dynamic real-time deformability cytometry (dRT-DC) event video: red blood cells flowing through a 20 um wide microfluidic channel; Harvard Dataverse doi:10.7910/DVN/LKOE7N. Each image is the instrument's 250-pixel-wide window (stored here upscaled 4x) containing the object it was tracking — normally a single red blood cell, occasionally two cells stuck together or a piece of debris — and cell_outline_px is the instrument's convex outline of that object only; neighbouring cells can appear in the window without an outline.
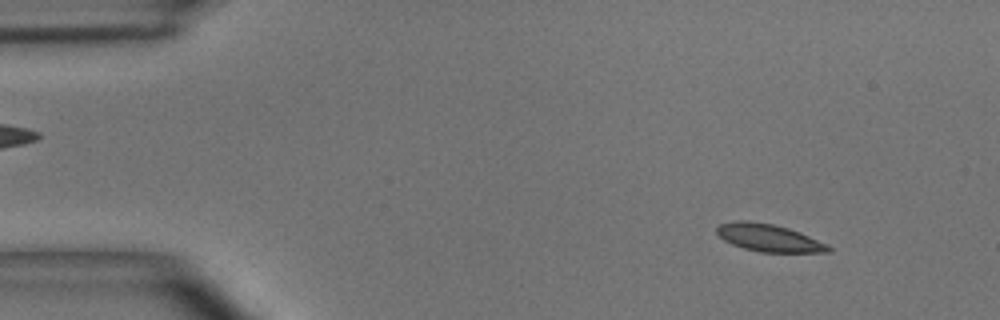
{"species": "common noctule bat (a hibernating species)", "species_latin": "Nyctalus noctula", "temperature_condition": "room temperature", "stored_images_in_passage": 49, "camera_frame_rate_fps": 3000, "um_per_image_px": 0.085, "animal": {"sex": "male", "body_mass_g": 15.6}, "frame": {"image": 1, "passage_image": 5, "time_ms": 1.333, "image_size_px": [1000, 320], "cell_outline_px": [[832, 252], [760, 252], [744, 248], [732, 244], [724, 240], [716, 232], [716, 228], [720, 224], [736, 220], [748, 220], [772, 224], [788, 228], [800, 232], [828, 244], [832, 248]], "centroid_in_image_um": [65.36, 20.21], "position_along_channel_um": 19.6, "area_um2": 17.86}}
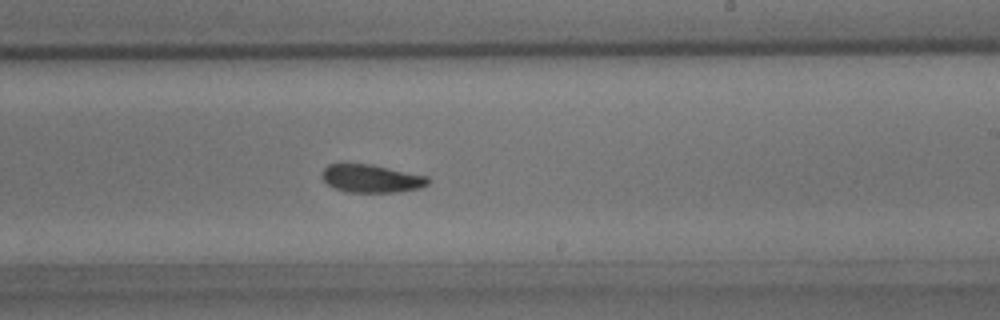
{"frame": {"image": 2, "passage_image": 29, "time_ms": 9.333, "image_size_px": [1000, 320], "cell_outline_px": [[432, 180], [428, 184], [420, 188], [396, 192], [348, 192], [332, 188], [324, 180], [324, 168], [328, 164], [372, 164], [428, 176]], "centroid_in_image_um": [31.62, 15.18], "position_along_channel_um": 257.4, "area_um2": 17.28}}
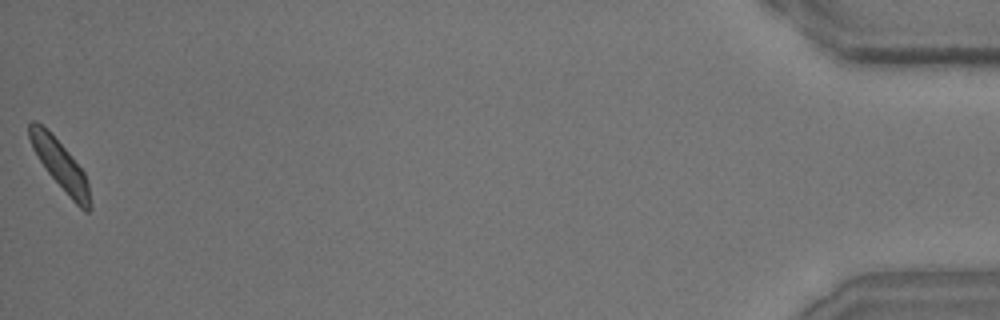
{"frame": {"image": 3, "passage_image": 49, "time_ms": 16.0, "image_size_px": [1000, 320], "cell_outline_px": [[92, 208], [88, 212], [84, 212], [72, 200], [44, 168], [32, 148], [28, 136], [28, 124], [32, 120], [36, 120], [68, 152], [84, 172], [88, 184]], "centroid_in_image_um": [5.11, 14.07], "position_along_channel_um": 430.1, "area_um2": 17.11}, "authors_computed_cell_mechanics": {"area_um2": 17.8024, "velocity_mm_per_s": 4.0278, "shape_relaxation_time_tau1_ms": 3.4467, "shape_relaxation_time_tau2_ms": 4.4068, "deformation_change_tau1": 0.1157, "deformation_change_tau2": 0.0846}}